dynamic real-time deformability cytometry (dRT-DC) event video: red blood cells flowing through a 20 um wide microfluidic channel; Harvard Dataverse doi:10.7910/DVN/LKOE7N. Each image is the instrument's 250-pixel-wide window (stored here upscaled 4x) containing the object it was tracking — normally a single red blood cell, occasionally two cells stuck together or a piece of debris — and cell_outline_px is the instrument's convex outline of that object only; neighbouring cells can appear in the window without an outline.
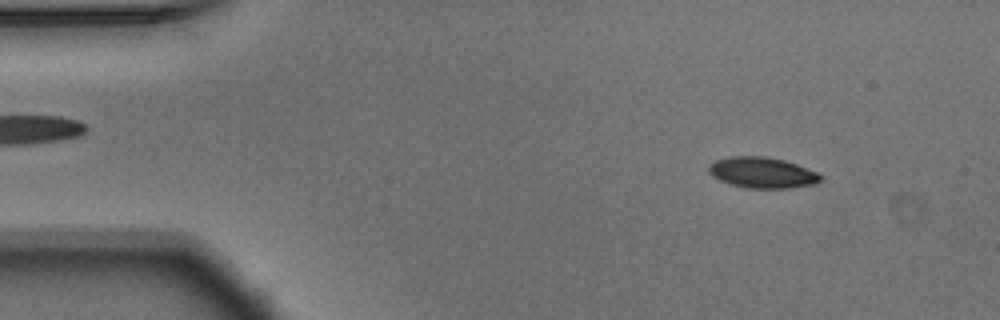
{"species": "Egyptian fruit bat (a non-hibernating species)", "species_latin": "Rousettus aegyptiacus", "temperature_condition": "warm", "stored_images_in_passage": 53, "camera_frame_rate_fps": 3000, "um_per_image_px": 0.085, "animal": {"sex": "male"}, "frame": {"image": 1, "passage_image": 6, "time_ms": 1.667, "image_size_px": [1000, 320], "cell_outline_px": [[824, 176], [816, 184], [788, 188], [748, 188], [732, 184], [720, 180], [712, 176], [708, 172], [708, 164], [716, 160], [732, 156], [764, 156], [784, 160], [796, 164], [816, 172]], "centroid_in_image_um": [64.78, 14.67], "position_along_channel_um": 20.2, "area_um2": 20.06}}
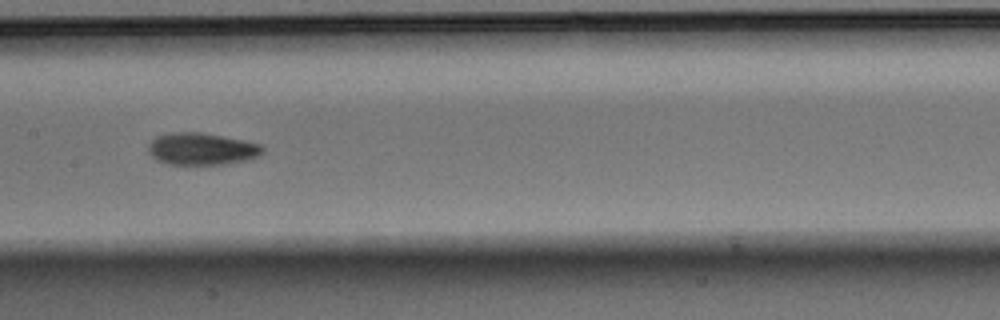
{"frame": {"image": 2, "passage_image": 26, "time_ms": 8.333, "image_size_px": [1000, 320], "cell_outline_px": [[264, 152], [248, 160], [224, 164], [168, 164], [156, 160], [148, 152], [148, 144], [156, 136], [172, 132], [200, 132], [244, 140], [260, 144], [264, 148]], "centroid_in_image_um": [17.13, 12.65], "position_along_channel_um": 190.3, "area_um2": 21.39}}
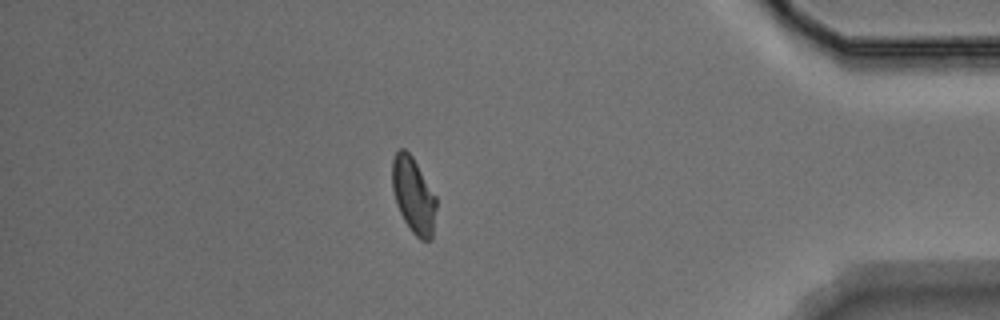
{"frame": {"image": 3, "passage_image": 46, "time_ms": 15.0, "image_size_px": [1000, 320], "cell_outline_px": [[436, 208], [432, 240], [420, 240], [412, 232], [404, 220], [400, 212], [392, 188], [392, 160], [396, 152], [400, 148], [404, 148], [412, 156], [436, 196]], "centroid_in_image_um": [35.15, 16.61], "position_along_channel_um": 400.1, "area_um2": 19.36}, "authors_computed_cell_mechanics": {"area_um2": 20.0566, "velocity_mm_per_s": 3.738, "shape_relaxation_time_tau1_ms": 4.4556, "shape_relaxation_time_tau2_ms": 4.1042, "deformation_change_tau1": 0.136, "deformation_change_tau2": 0.082}}